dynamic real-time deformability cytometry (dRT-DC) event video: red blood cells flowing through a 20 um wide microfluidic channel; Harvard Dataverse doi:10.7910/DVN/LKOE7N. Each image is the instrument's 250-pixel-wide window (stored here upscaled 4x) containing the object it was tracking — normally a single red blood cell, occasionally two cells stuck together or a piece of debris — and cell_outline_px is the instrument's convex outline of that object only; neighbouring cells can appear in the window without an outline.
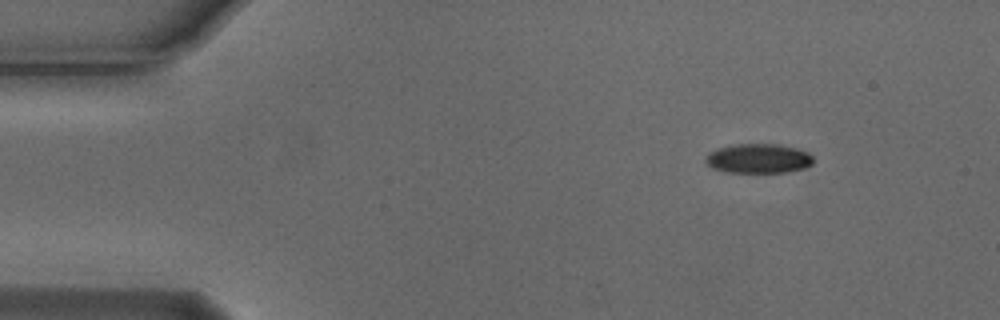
{"species": "Egyptian fruit bat (a non-hibernating species)", "species_latin": "Rousettus aegyptiacus", "temperature_condition": "cold", "stored_images_in_passage": 5, "camera_frame_rate_fps": 3000, "um_per_image_px": 0.085, "animal": {"sex": "male"}, "frame": {"image": 1, "passage_image": 1, "time_ms": 0.0, "image_size_px": [1000, 320], "cell_outline_px": [[812, 164], [804, 168], [784, 172], [728, 172], [712, 168], [704, 160], [712, 152], [720, 148], [736, 144], [780, 144], [796, 148], [808, 152], [812, 156]], "centroid_in_image_um": [64.5, 13.47], "position_along_channel_um": 20.5, "area_um2": 18.21}}
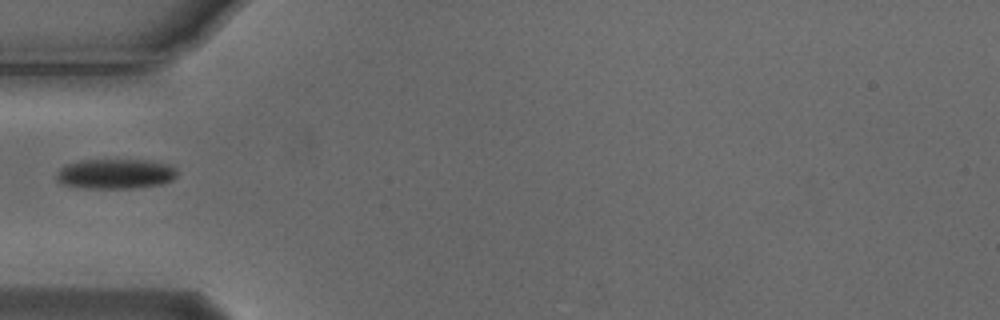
{"frame": {"image": 2, "passage_image": 4, "time_ms": 1.0, "image_size_px": [1000, 320], "cell_outline_px": [[176, 176], [172, 180], [160, 184], [136, 188], [84, 188], [60, 184], [56, 180], [56, 176], [60, 168], [68, 164], [80, 160], [148, 160], [164, 164], [176, 168]], "centroid_in_image_um": [9.77, 14.78], "position_along_channel_um": 75.2, "area_um2": 20.98}}
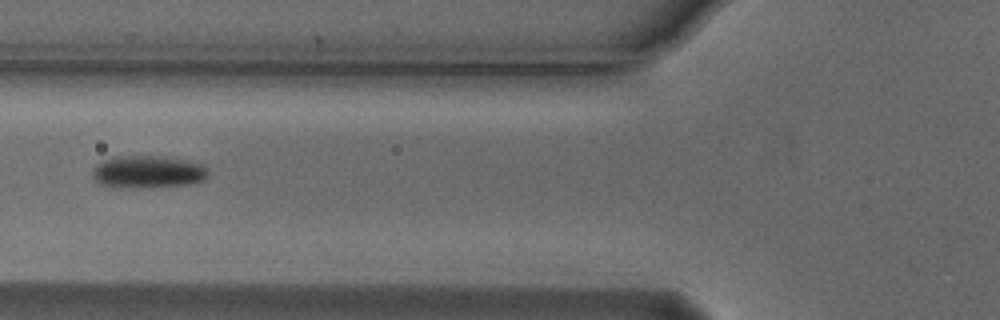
{"frame": {"image": 3, "passage_image": 5, "time_ms": 1.333, "image_size_px": [1000, 320], "cell_outline_px": [[208, 176], [204, 180], [188, 184], [100, 184], [92, 176], [92, 172], [96, 164], [112, 156], [164, 156], [188, 160], [204, 164], [208, 172]], "centroid_in_image_um": [12.63, 14.51], "position_along_channel_um": 113.2, "area_um2": 20.63}}